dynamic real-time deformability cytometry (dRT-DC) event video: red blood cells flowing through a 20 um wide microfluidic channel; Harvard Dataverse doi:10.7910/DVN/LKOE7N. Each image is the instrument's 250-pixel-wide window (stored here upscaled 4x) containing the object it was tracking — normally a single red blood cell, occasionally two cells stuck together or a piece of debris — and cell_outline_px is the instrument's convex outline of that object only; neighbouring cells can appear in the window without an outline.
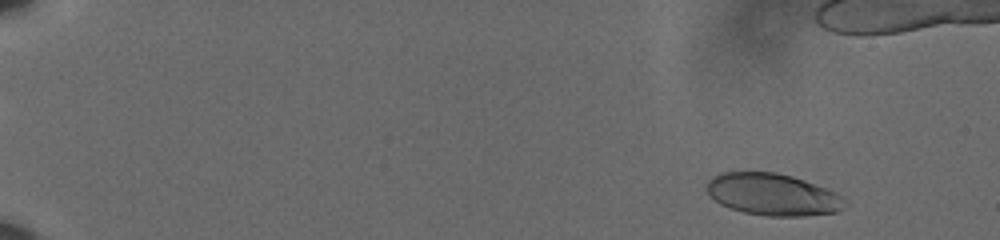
{"species": "human", "species_latin": "Homo sapiens", "temperature_condition": "cold", "stored_images_in_passage": 54, "camera_frame_rate_fps": 3000, "um_per_image_px": 0.085, "donor": {"sex": "male"}, "frame": {"image": 1, "passage_image": 5, "time_ms": 1.333, "image_size_px": [1000, 240], "cell_outline_px": [[848, 204], [844, 208], [836, 212], [804, 216], [768, 216], [744, 212], [720, 204], [708, 192], [708, 180], [712, 176], [724, 172], [776, 172], [792, 176], [804, 180], [836, 192], [848, 200]], "centroid_in_image_um": [65.74, 16.53], "position_along_channel_um": 19.3, "area_um2": 33.7}}
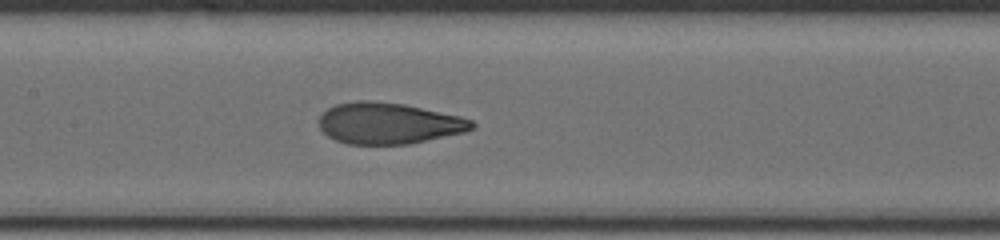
{"frame": {"image": 2, "passage_image": 31, "time_ms": 10.0, "image_size_px": [1000, 240], "cell_outline_px": [[476, 128], [464, 132], [408, 144], [348, 144], [336, 140], [328, 136], [320, 128], [320, 116], [328, 108], [336, 104], [356, 100], [372, 100], [404, 104], [460, 116], [472, 120], [476, 124]], "centroid_in_image_um": [33.04, 10.47], "position_along_channel_um": 174.4, "area_um2": 36.7}}
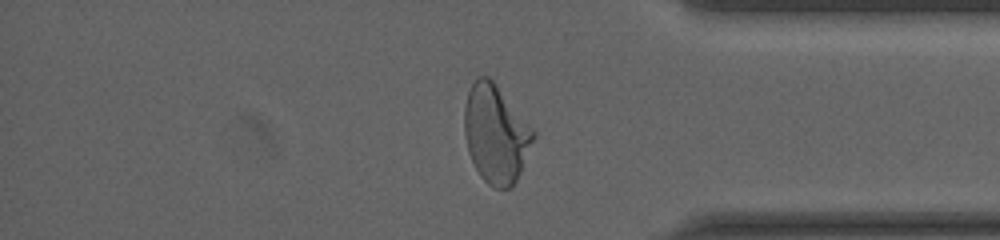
{"frame": {"image": 3, "passage_image": 50, "time_ms": 16.333, "image_size_px": [1000, 240], "cell_outline_px": [[536, 136], [520, 172], [512, 188], [496, 188], [488, 184], [480, 176], [468, 152], [464, 132], [464, 108], [468, 92], [476, 76], [488, 76], [496, 84], [536, 132]], "centroid_in_image_um": [42.13, 11.38], "position_along_channel_um": 393.1, "area_um2": 39.25}}